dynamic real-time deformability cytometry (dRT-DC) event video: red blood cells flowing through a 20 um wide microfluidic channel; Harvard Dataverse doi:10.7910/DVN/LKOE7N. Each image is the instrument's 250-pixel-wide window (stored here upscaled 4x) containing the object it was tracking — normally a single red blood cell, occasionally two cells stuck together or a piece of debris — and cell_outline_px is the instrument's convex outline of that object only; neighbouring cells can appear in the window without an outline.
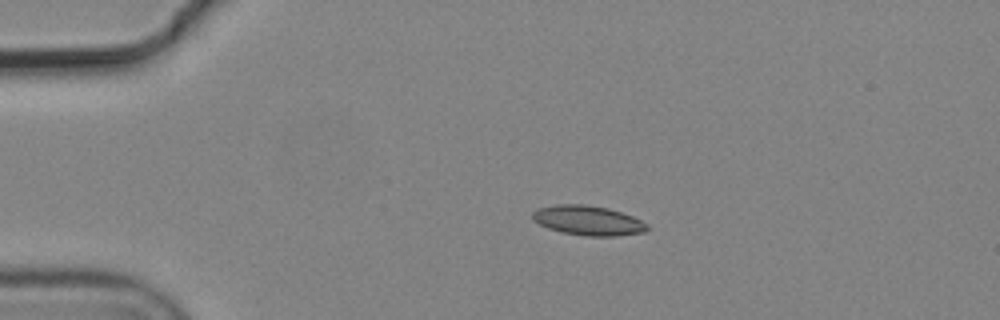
{"species": "common noctule bat (a hibernating species)", "species_latin": "Nyctalus noctula", "temperature_condition": "cold", "stored_images_in_passage": 3, "camera_frame_rate_fps": 3000, "um_per_image_px": 0.085, "animal": {"sex": "male", "body_mass_g": 19.2, "forearm_length_mm": 51.8}, "frame": {"image": 1, "passage_image": 2, "time_ms": 0.333, "image_size_px": [1000, 320], "cell_outline_px": [[648, 228], [644, 232], [616, 236], [584, 236], [560, 232], [548, 228], [532, 220], [532, 212], [536, 208], [556, 204], [584, 204], [608, 208], [632, 216], [648, 224]], "centroid_in_image_um": [49.94, 18.74], "position_along_channel_um": 35.1, "area_um2": 19.94}}